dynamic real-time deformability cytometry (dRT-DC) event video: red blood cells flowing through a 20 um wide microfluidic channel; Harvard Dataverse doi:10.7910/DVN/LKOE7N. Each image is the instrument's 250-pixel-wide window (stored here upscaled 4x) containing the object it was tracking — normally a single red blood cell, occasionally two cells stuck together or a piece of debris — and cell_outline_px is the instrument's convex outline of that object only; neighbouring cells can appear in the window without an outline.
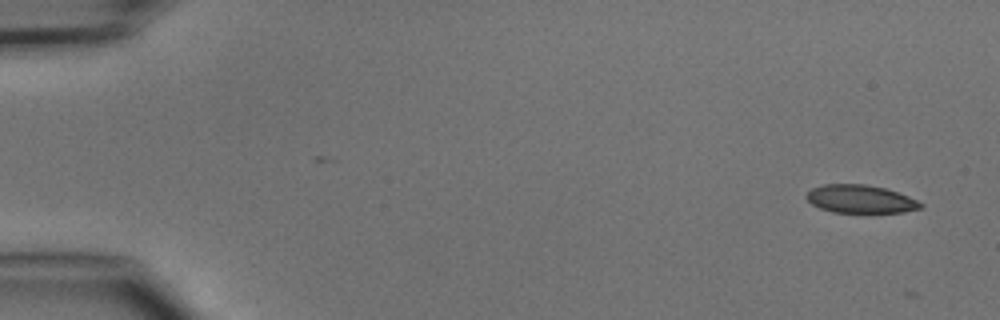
{"species": "common noctule bat (a hibernating species)", "species_latin": "Nyctalus noctula", "temperature_condition": "cold", "stored_images_in_passage": 2, "camera_frame_rate_fps": 3000, "um_per_image_px": 0.085, "animal": {"sex": "male", "body_mass_g": 15.6}, "frame": {"image": 1, "passage_image": 2, "time_ms": 1.333, "image_size_px": [1000, 320], "cell_outline_px": [[924, 204], [920, 208], [904, 212], [832, 212], [820, 208], [812, 204], [804, 196], [812, 188], [824, 184], [864, 184], [884, 188], [908, 196]], "centroid_in_image_um": [73.11, 16.91], "position_along_channel_um": 11.9, "area_um2": 18.5}}